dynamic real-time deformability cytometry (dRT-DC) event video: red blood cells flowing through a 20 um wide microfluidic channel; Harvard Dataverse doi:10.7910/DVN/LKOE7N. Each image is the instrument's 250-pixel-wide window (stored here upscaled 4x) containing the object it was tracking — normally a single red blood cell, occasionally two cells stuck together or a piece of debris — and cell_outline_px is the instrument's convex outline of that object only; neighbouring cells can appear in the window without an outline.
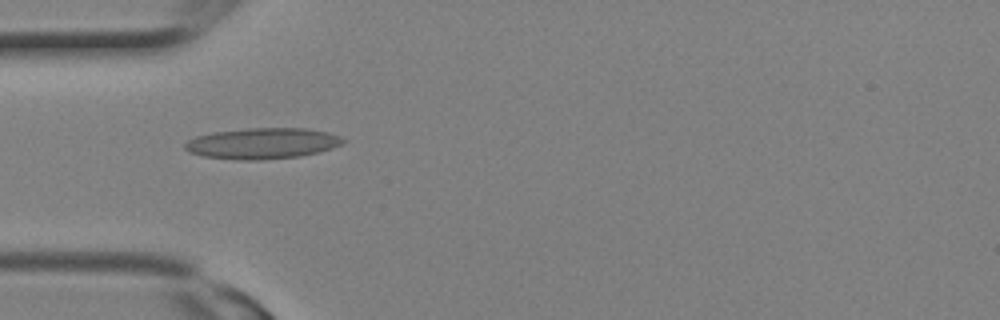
{"species": "Egyptian fruit bat (a non-hibernating species)", "species_latin": "Rousettus aegyptiacus", "temperature_condition": "room temperature", "stored_images_in_passage": 3, "camera_frame_rate_fps": 3000, "um_per_image_px": 0.085, "animal": {"sex": "female"}, "frame": {"image": 1, "passage_image": 3, "time_ms": 0.667, "image_size_px": [1000, 320], "cell_outline_px": [[348, 140], [332, 148], [300, 156], [260, 160], [240, 160], [204, 156], [188, 152], [184, 148], [184, 144], [188, 140], [196, 136], [212, 132], [248, 128], [308, 128], [328, 132], [340, 136]], "centroid_in_image_um": [22.3, 12.18], "position_along_channel_um": 62.7, "area_um2": 28.55}}